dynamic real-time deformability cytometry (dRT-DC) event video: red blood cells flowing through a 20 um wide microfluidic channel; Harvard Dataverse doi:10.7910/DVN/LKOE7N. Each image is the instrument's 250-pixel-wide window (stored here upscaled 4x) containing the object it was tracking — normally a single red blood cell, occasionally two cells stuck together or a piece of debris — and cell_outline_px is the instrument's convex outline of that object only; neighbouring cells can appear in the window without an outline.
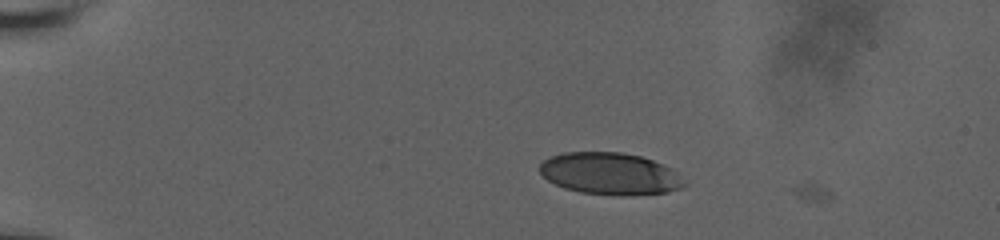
{"species": "human", "species_latin": "Homo sapiens", "temperature_condition": "room temperature", "stored_images_in_passage": 37, "camera_frame_rate_fps": 3000, "um_per_image_px": 0.085, "donor": {"sex": "male"}, "frame": {"image": 1, "passage_image": 1, "time_ms": 0.0, "image_size_px": [1000, 240], "cell_outline_px": [[688, 184], [684, 188], [668, 192], [620, 196], [580, 192], [564, 188], [548, 180], [540, 172], [540, 164], [544, 160], [552, 156], [564, 152], [620, 152], [640, 156], [664, 164], [672, 168]], "centroid_in_image_um": [51.9, 14.77], "position_along_channel_um": 33.1, "area_um2": 35.49}}
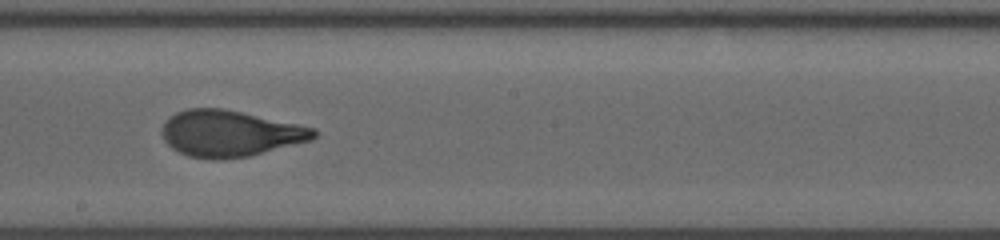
{"frame": {"image": 2, "passage_image": 16, "time_ms": 7.333, "image_size_px": [1000, 240], "cell_outline_px": [[320, 132], [312, 140], [248, 156], [220, 160], [212, 160], [188, 156], [172, 148], [164, 140], [160, 132], [164, 120], [168, 116], [176, 112], [188, 108], [224, 108], [316, 128]], "centroid_in_image_um": [19.52, 11.34], "position_along_channel_um": 228.7, "area_um2": 41.27}}
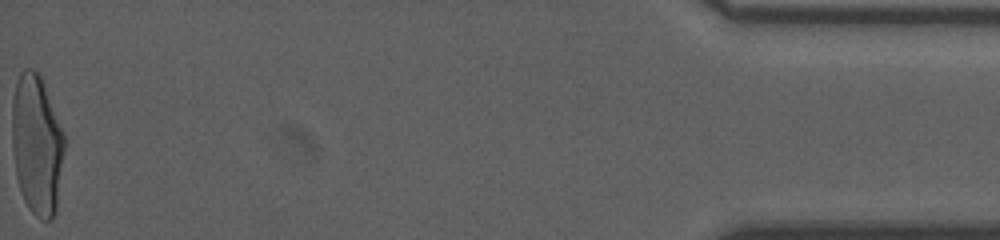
{"frame": {"image": 3, "passage_image": 37, "time_ms": 15.0, "image_size_px": [1000, 240], "cell_outline_px": [[64, 148], [56, 208], [52, 220], [40, 220], [28, 208], [24, 200], [16, 176], [12, 144], [12, 100], [16, 84], [20, 72], [24, 68], [32, 68], [40, 76], [44, 84], [64, 132]], "centroid_in_image_um": [3.12, 12.29], "position_along_channel_um": 432.1, "area_um2": 42.54}, "authors_computed_cell_mechanics": {"area_um2": 40.4022, "velocity_mm_per_s": 3.7937, "shape_relaxation_time_tau1_ms": 5.1898, "shape_relaxation_time_tau2_ms": null, "deformation_change_tau1": 0.234, "deformation_change_tau2": null}}